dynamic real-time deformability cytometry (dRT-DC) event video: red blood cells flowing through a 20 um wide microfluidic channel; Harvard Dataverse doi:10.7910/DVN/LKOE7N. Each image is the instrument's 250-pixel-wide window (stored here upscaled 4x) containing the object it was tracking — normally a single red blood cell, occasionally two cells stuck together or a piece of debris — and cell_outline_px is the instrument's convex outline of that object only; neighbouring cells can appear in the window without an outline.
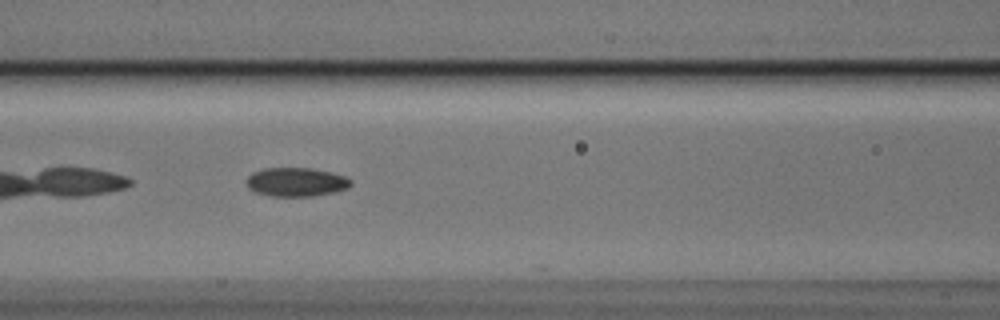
{"species": "Egyptian fruit bat (a non-hibernating species)", "species_latin": "Rousettus aegyptiacus", "temperature_condition": "cold", "stored_images_in_passage": 3, "camera_frame_rate_fps": 3000, "um_per_image_px": 0.085, "animal": {"sex": "male"}, "frame": {"image": 1, "passage_image": 3, "time_ms": 0.667, "image_size_px": [1000, 320], "cell_outline_px": [[352, 184], [348, 188], [336, 192], [312, 196], [272, 196], [256, 192], [248, 188], [248, 176], [252, 172], [264, 168], [312, 168], [332, 172], [344, 176], [352, 180]], "centroid_in_image_um": [25.21, 15.47], "position_along_channel_um": 141.4, "area_um2": 17.57}}